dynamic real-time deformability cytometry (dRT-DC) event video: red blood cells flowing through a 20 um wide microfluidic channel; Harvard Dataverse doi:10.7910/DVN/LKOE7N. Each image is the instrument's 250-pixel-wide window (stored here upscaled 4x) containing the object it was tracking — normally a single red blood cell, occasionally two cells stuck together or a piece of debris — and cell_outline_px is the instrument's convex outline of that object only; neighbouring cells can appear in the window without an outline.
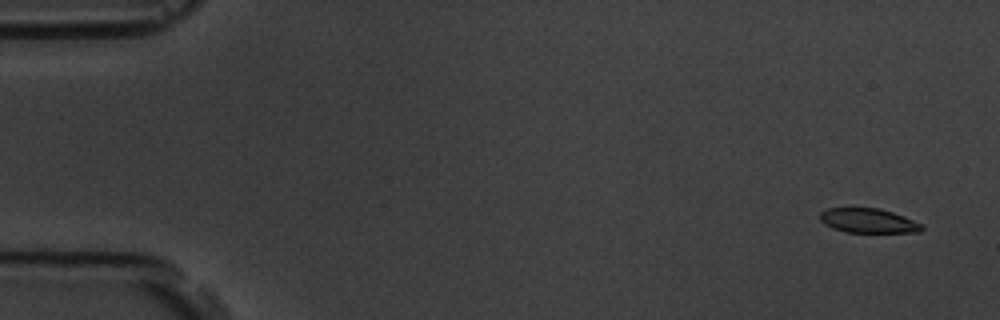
{"species": "common noctule bat (a hibernating species)", "species_latin": "Nyctalus noctula", "temperature_condition": "room temperature", "stored_images_in_passage": 4, "camera_frame_rate_fps": 3000, "um_per_image_px": 0.085, "animal": {"sex": "male", "body_mass_g": 19.5, "forearm_length_mm": 54.6}, "frame": {"image": 1, "passage_image": 1, "time_ms": 0.0, "image_size_px": [1000, 320], "cell_outline_px": [[924, 228], [920, 232], [844, 232], [832, 228], [824, 224], [820, 220], [820, 212], [828, 208], [880, 208], [904, 216], [924, 224]], "centroid_in_image_um": [73.81, 18.76], "position_along_channel_um": 11.2, "area_um2": 14.62}}
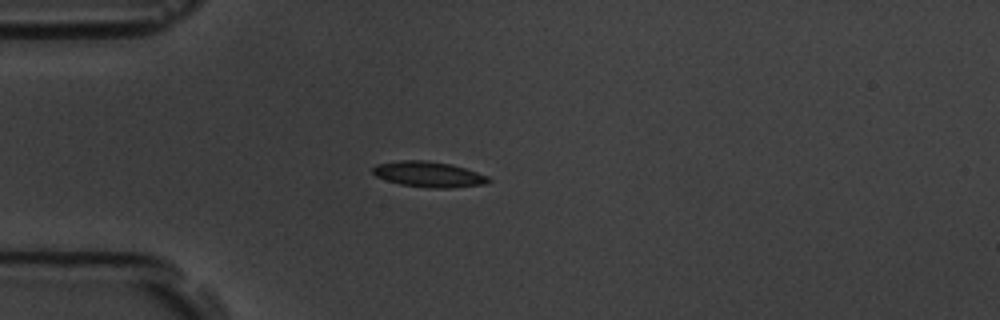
{"frame": {"image": 2, "passage_image": 4, "time_ms": 4.333, "image_size_px": [1000, 320], "cell_outline_px": [[492, 180], [484, 184], [452, 188], [428, 188], [400, 184], [376, 176], [372, 172], [372, 168], [376, 164], [400, 160], [424, 160], [452, 164], [488, 176]], "centroid_in_image_um": [36.43, 14.81], "position_along_channel_um": 48.6, "area_um2": 17.22}}